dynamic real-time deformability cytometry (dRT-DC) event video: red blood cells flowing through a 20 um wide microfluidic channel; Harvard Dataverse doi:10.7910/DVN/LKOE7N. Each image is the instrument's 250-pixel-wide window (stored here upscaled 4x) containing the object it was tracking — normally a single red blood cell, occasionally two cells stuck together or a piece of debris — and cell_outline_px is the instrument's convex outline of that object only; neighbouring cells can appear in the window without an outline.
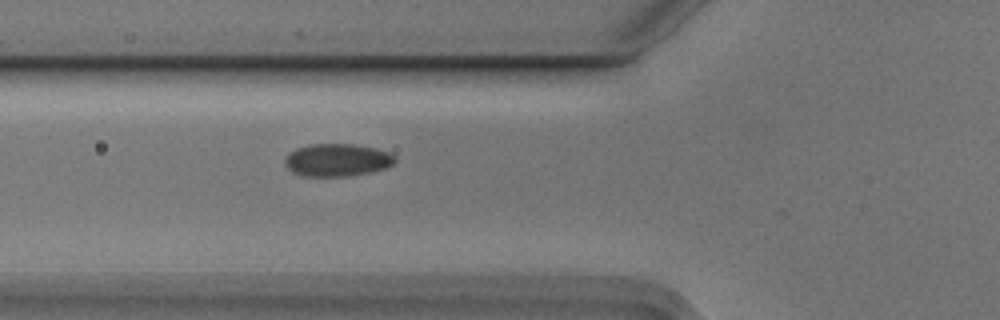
{"species": "Egyptian fruit bat (a non-hibernating species)", "species_latin": "Rousettus aegyptiacus", "temperature_condition": "cold", "stored_images_in_passage": 5, "camera_frame_rate_fps": 3000, "um_per_image_px": 0.085, "animal": {"sex": "male"}, "frame": {"image": 1, "passage_image": 5, "time_ms": 1.333, "image_size_px": [1000, 320], "cell_outline_px": [[396, 160], [388, 168], [348, 176], [300, 176], [292, 172], [284, 164], [284, 160], [296, 148], [308, 144], [352, 144], [376, 148], [388, 152], [396, 156]], "centroid_in_image_um": [28.67, 13.6], "position_along_channel_um": 97.1, "area_um2": 20.98}}